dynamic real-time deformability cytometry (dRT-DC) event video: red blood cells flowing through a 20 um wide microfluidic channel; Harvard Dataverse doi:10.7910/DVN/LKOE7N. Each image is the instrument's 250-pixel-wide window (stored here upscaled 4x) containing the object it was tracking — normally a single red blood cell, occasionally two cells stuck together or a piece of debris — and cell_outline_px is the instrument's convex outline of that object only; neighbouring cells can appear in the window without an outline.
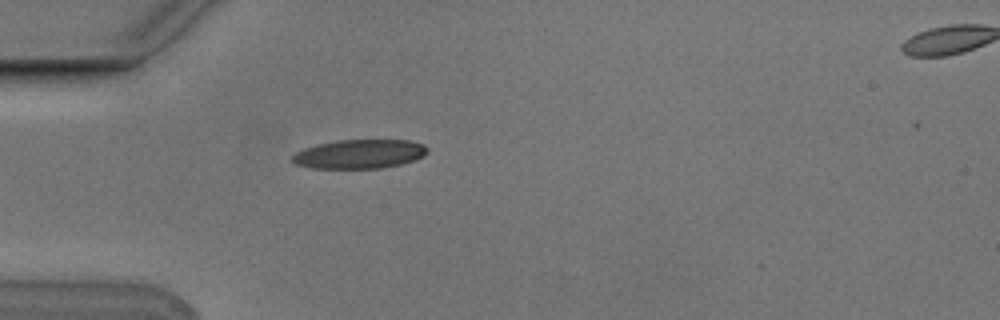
{"species": "Egyptian fruit bat (a non-hibernating species)", "species_latin": "Rousettus aegyptiacus", "temperature_condition": "cold", "stored_images_in_passage": 3, "camera_frame_rate_fps": 3000, "um_per_image_px": 0.085, "animal": {"sex": "male"}, "frame": {"image": 1, "passage_image": 2, "time_ms": 0.333, "image_size_px": [1000, 320], "cell_outline_px": [[428, 152], [424, 156], [416, 160], [400, 164], [380, 168], [312, 168], [296, 164], [288, 160], [296, 152], [304, 148], [336, 140], [408, 140], [424, 144], [428, 148]], "centroid_in_image_um": [30.56, 13.09], "position_along_channel_um": 54.4, "area_um2": 22.95}}